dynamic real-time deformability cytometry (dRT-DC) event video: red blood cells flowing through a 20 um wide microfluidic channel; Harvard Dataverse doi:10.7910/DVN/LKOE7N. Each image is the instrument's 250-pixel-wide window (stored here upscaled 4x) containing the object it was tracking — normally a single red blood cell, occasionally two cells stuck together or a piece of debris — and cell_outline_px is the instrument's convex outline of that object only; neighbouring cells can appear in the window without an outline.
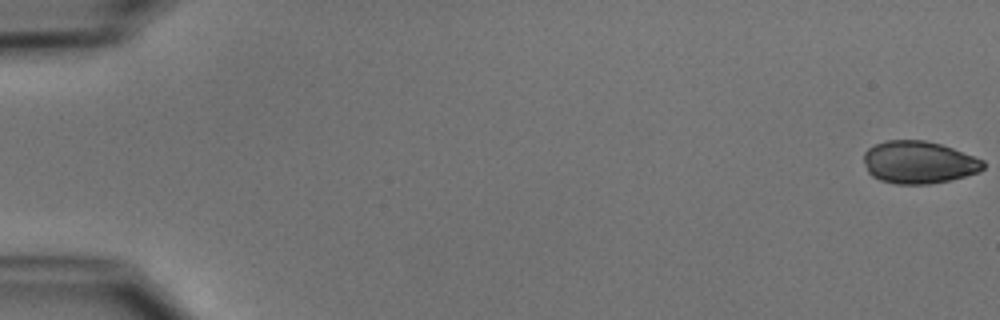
{"species": "common noctule bat (a hibernating species)", "species_latin": "Nyctalus noctula", "temperature_condition": "cold", "stored_images_in_passage": 52, "camera_frame_rate_fps": 3000, "um_per_image_px": 0.085, "animal": {"sex": "male", "body_mass_g": 15.6}, "frame": {"image": 1, "passage_image": 1, "time_ms": 0.0, "image_size_px": [1000, 320], "cell_outline_px": [[984, 168], [980, 172], [948, 180], [928, 184], [896, 184], [880, 180], [872, 176], [868, 172], [864, 160], [864, 152], [868, 148], [876, 144], [888, 140], [924, 140], [940, 144], [952, 148], [984, 160]], "centroid_in_image_um": [78.09, 13.8], "position_along_channel_um": 6.9, "area_um2": 29.42}}
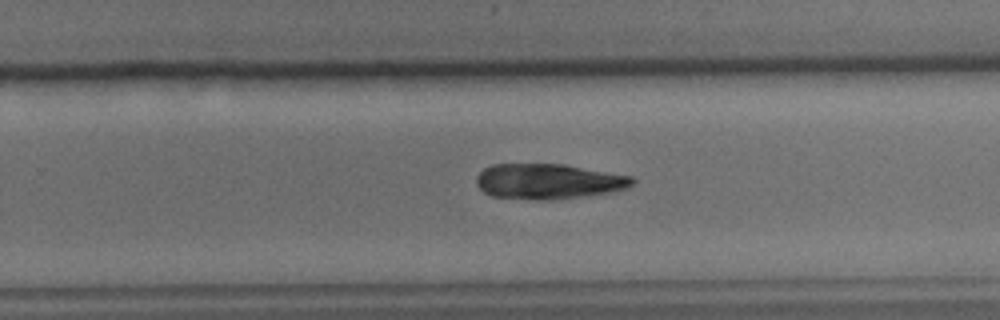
{"frame": {"image": 2, "passage_image": 34, "time_ms": 11.0, "image_size_px": [1000, 320], "cell_outline_px": [[636, 180], [628, 188], [612, 192], [584, 196], [552, 200], [532, 200], [492, 196], [484, 192], [476, 184], [476, 176], [484, 168], [492, 164], [564, 164], [632, 176]], "centroid_in_image_um": [46.61, 15.42], "position_along_channel_um": 283.2, "area_um2": 32.31}}
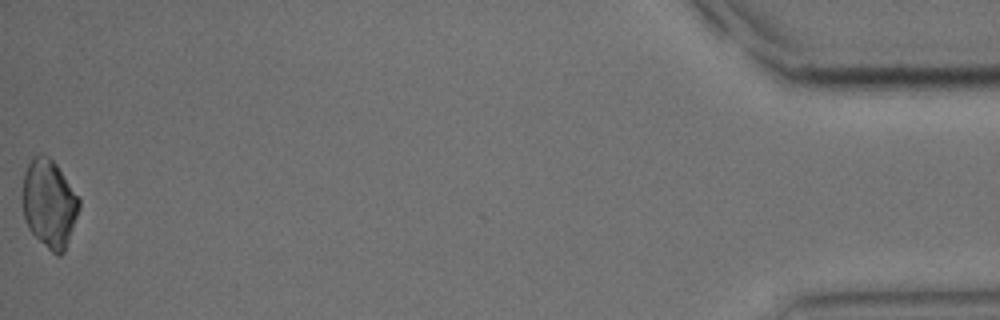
{"frame": {"image": 3, "passage_image": 52, "time_ms": 17.0, "image_size_px": [1000, 320], "cell_outline_px": [[80, 208], [64, 252], [60, 256], [56, 256], [28, 228], [24, 216], [20, 196], [24, 172], [28, 164], [40, 152], [48, 156], [56, 164], [80, 196]], "centroid_in_image_um": [4.18, 17.28], "position_along_channel_um": 431.0, "area_um2": 29.42}}